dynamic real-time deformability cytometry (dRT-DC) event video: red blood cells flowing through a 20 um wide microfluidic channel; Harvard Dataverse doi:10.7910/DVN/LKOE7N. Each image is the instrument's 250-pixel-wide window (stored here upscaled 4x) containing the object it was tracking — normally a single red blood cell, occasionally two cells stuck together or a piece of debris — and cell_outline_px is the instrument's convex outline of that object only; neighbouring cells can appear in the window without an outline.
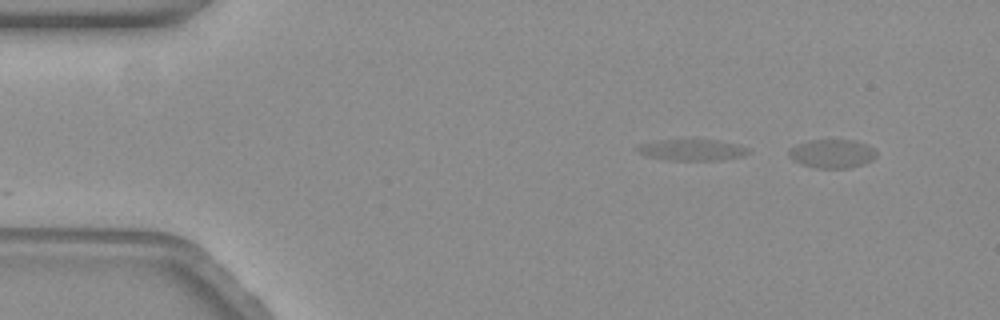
{"species": "common noctule bat (a hibernating species)", "species_latin": "Nyctalus noctula", "temperature_condition": "warm", "stored_images_in_passage": 57, "camera_frame_rate_fps": 3000, "um_per_image_px": 0.085, "animal": {"sex": "female", "body_mass_g": 19.3, "forearm_length_mm": 54.1}, "frame": {"image": 1, "passage_image": 1, "time_ms": 0.0, "image_size_px": [1000, 320], "cell_outline_px": [[876, 156], [872, 160], [864, 164], [848, 168], [816, 168], [800, 164], [792, 160], [788, 156], [788, 152], [792, 148], [808, 140], [852, 140], [864, 144], [872, 148], [876, 152]], "centroid_in_image_um": [70.71, 13.08], "position_along_channel_um": 14.3, "area_um2": 14.51}}
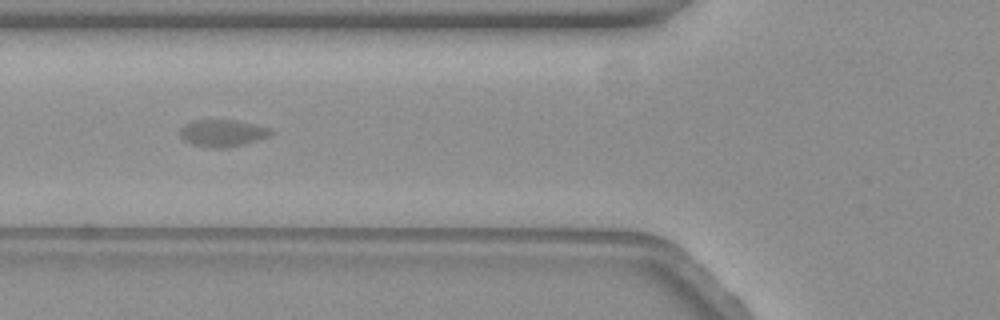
{"frame": {"image": 2, "passage_image": 19, "time_ms": 6.0, "image_size_px": [1000, 320], "cell_outline_px": [[276, 132], [268, 136], [244, 144], [228, 148], [212, 148], [192, 144], [184, 140], [180, 136], [180, 128], [184, 124], [192, 120], [236, 120], [272, 128]], "centroid_in_image_um": [18.92, 11.31], "position_along_channel_um": 106.9, "area_um2": 14.45}}
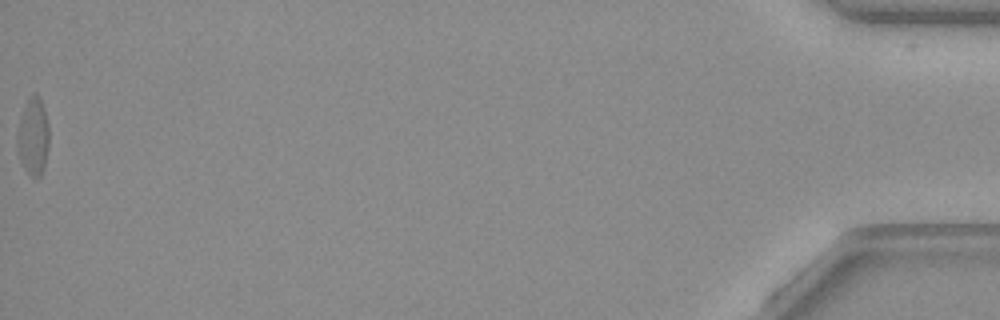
{"frame": {"image": 3, "passage_image": 57, "time_ms": 18.667, "image_size_px": [1000, 320], "cell_outline_px": [[48, 148], [44, 168], [40, 176], [36, 180], [24, 168], [20, 160], [16, 144], [16, 140], [20, 124], [28, 100], [32, 92], [36, 92], [40, 96], [44, 108], [48, 124]], "centroid_in_image_um": [2.84, 11.63], "position_along_channel_um": 432.4, "area_um2": 14.16}, "authors_computed_cell_mechanics": {"area_um2": 13.9876, "velocity_mm_per_s": 3.4415, "shape_relaxation_time_tau1_ms": 7.6603, "shape_relaxation_time_tau2_ms": null, "deformation_change_tau1": 0.1886, "deformation_change_tau2": null}}